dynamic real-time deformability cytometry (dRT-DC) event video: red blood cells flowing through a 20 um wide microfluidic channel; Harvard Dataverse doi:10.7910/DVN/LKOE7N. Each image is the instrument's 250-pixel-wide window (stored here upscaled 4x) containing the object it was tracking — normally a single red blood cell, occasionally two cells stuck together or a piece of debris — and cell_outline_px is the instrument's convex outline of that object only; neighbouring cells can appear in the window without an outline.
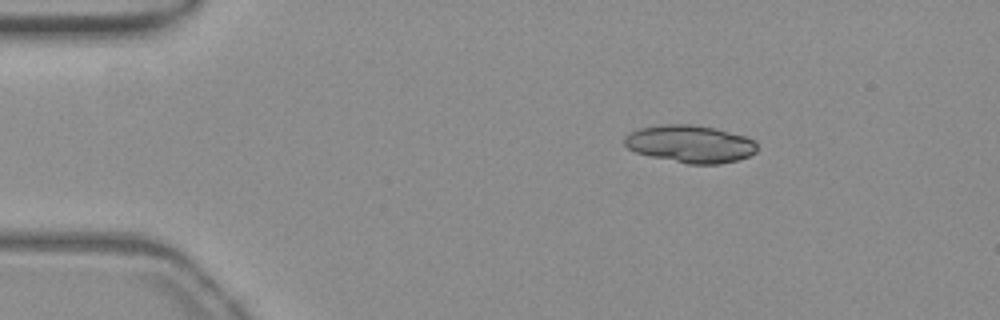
{"species": "common noctule bat (a hibernating species)", "species_latin": "Nyctalus noctula", "temperature_condition": "warm", "stored_images_in_passage": 46, "segment_of_instrument_passage": [1, 2], "camera_frame_rate_fps": 3000, "um_per_image_px": 0.085, "animal": {"sex": "female", "body_mass_g": 19.3, "forearm_length_mm": 54.1}, "frame": {"image": 1, "passage_image": 1, "time_ms": 0.0, "image_size_px": [1000, 320], "cell_outline_px": [[756, 152], [748, 156], [736, 160], [720, 164], [688, 164], [648, 156], [636, 152], [628, 148], [624, 144], [624, 136], [640, 128], [664, 124], [692, 124], [716, 128], [744, 136], [756, 140]], "centroid_in_image_um": [58.66, 12.23], "position_along_channel_um": 26.3, "area_um2": 29.02}}